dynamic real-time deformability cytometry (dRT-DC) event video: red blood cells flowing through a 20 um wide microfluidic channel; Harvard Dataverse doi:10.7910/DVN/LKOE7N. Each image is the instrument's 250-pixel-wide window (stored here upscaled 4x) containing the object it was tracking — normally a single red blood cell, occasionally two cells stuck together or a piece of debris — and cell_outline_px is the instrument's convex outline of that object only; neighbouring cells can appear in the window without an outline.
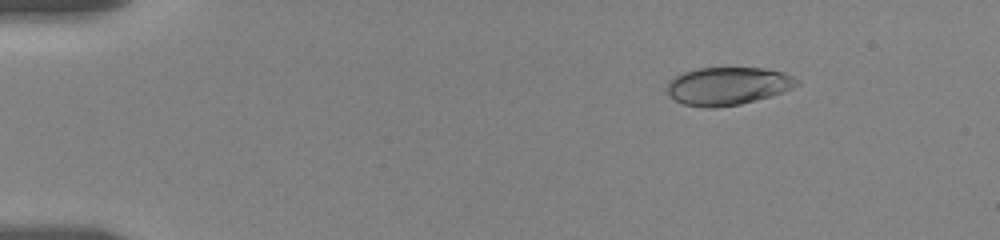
{"species": "human", "species_latin": "Homo sapiens", "temperature_condition": "room temperature", "stored_images_in_passage": 11, "camera_frame_rate_fps": 3000, "um_per_image_px": 0.085, "donor": {"sex": "female"}, "frame": {"image": 1, "passage_image": 4, "time_ms": 2.0, "image_size_px": [1000, 240], "cell_outline_px": [[800, 84], [784, 92], [772, 96], [740, 104], [712, 108], [708, 108], [684, 104], [676, 100], [664, 88], [668, 80], [684, 72], [696, 68], [764, 68], [784, 72], [800, 80]], "centroid_in_image_um": [61.88, 7.3], "position_along_channel_um": 23.1, "area_um2": 28.84}}
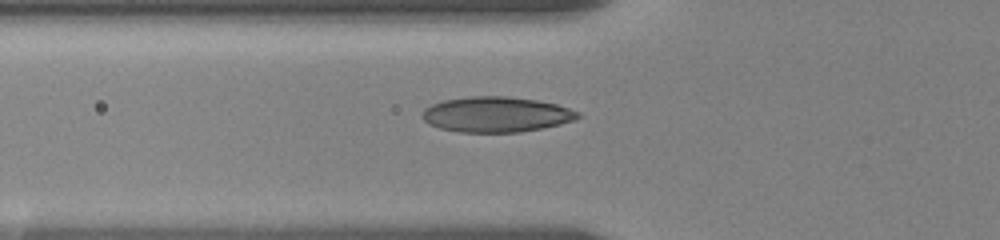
{"frame": {"image": 2, "passage_image": 10, "time_ms": 6.333, "image_size_px": [1000, 240], "cell_outline_px": [[580, 116], [576, 120], [560, 124], [520, 132], [456, 132], [440, 128], [428, 124], [420, 116], [424, 108], [432, 104], [444, 100], [472, 96], [508, 96], [536, 100], [556, 104], [580, 112]], "centroid_in_image_um": [42.15, 9.73], "position_along_channel_um": 83.6, "area_um2": 32.14}}